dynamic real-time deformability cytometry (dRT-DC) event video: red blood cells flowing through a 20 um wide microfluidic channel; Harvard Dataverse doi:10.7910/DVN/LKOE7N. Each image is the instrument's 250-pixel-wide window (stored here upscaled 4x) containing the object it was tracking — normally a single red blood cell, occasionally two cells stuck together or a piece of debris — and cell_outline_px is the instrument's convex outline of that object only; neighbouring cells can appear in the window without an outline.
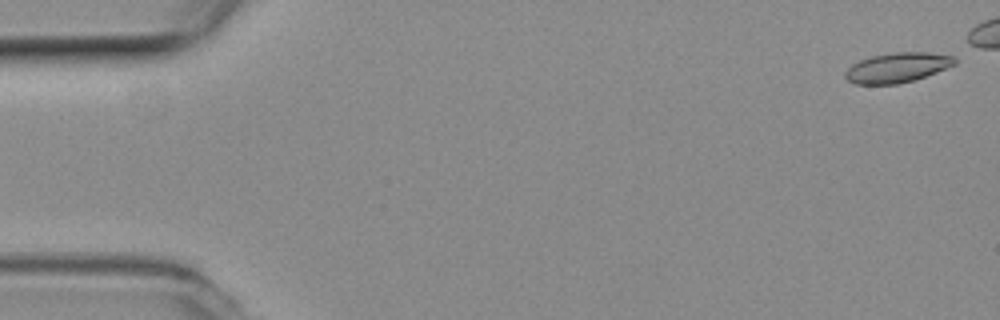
{"species": "common noctule bat (a hibernating species)", "species_latin": "Nyctalus noctula", "temperature_condition": "room temperature", "stored_images_in_passage": 45, "camera_frame_rate_fps": 3000, "um_per_image_px": 0.085, "animal": {"sex": "female", "body_mass_g": 19.3, "forearm_length_mm": 54.1}, "frame": {"image": 1, "passage_image": 2, "time_ms": 0.333, "image_size_px": [1000, 320], "cell_outline_px": [[956, 64], [936, 72], [912, 80], [896, 84], [856, 84], [848, 80], [844, 76], [844, 72], [852, 64], [860, 60], [872, 56], [900, 52], [928, 52], [952, 56], [956, 60]], "centroid_in_image_um": [76.25, 5.74], "position_along_channel_um": 8.8, "area_um2": 18.73}}
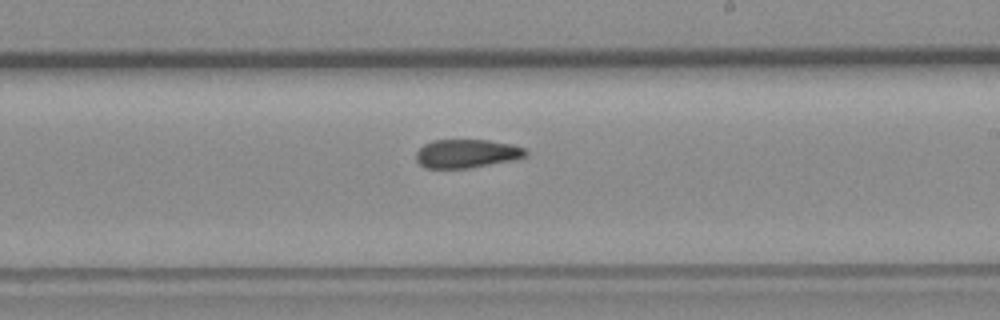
{"frame": {"image": 2, "passage_image": 32, "time_ms": 10.333, "image_size_px": [1000, 320], "cell_outline_px": [[528, 156], [468, 168], [424, 168], [416, 160], [416, 152], [424, 144], [432, 140], [488, 140], [512, 144], [524, 148], [528, 152]], "centroid_in_image_um": [39.64, 13.04], "position_along_channel_um": 249.4, "area_um2": 18.09}}
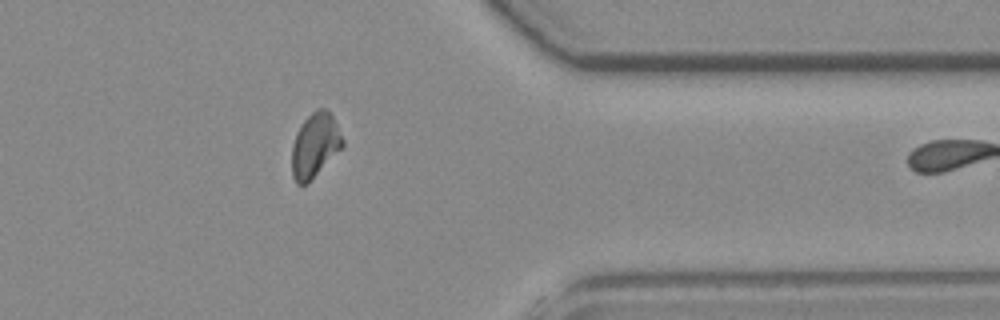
{"frame": {"image": 3, "passage_image": 44, "time_ms": 14.333, "image_size_px": [1000, 320], "cell_outline_px": [[344, 144], [308, 184], [296, 184], [292, 176], [292, 148], [296, 132], [304, 120], [316, 108], [324, 108], [332, 116], [344, 140]], "centroid_in_image_um": [26.75, 12.36], "position_along_channel_um": 384.7, "area_um2": 18.79}}